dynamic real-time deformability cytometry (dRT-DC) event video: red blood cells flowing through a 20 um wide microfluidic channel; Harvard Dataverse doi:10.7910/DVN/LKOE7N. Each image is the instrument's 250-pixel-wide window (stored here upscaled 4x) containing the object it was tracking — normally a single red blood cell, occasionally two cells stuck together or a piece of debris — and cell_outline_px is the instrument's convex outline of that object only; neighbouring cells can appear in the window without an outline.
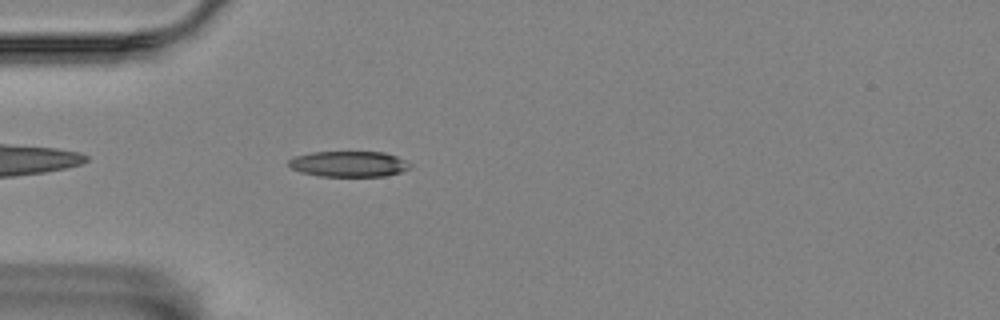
{"species": "Egyptian fruit bat (a non-hibernating species)", "species_latin": "Rousettus aegyptiacus", "temperature_condition": "room temperature", "stored_images_in_passage": 4, "camera_frame_rate_fps": 3000, "um_per_image_px": 0.085, "animal": {"sex": "female"}, "frame": {"image": 1, "passage_image": 4, "time_ms": 3.333, "image_size_px": [1000, 320], "cell_outline_px": [[412, 164], [408, 168], [400, 172], [384, 176], [320, 176], [300, 172], [292, 168], [288, 164], [288, 160], [292, 156], [312, 152], [384, 152], [396, 156]], "centroid_in_image_um": [29.6, 13.93], "position_along_channel_um": 55.4, "area_um2": 18.15}}